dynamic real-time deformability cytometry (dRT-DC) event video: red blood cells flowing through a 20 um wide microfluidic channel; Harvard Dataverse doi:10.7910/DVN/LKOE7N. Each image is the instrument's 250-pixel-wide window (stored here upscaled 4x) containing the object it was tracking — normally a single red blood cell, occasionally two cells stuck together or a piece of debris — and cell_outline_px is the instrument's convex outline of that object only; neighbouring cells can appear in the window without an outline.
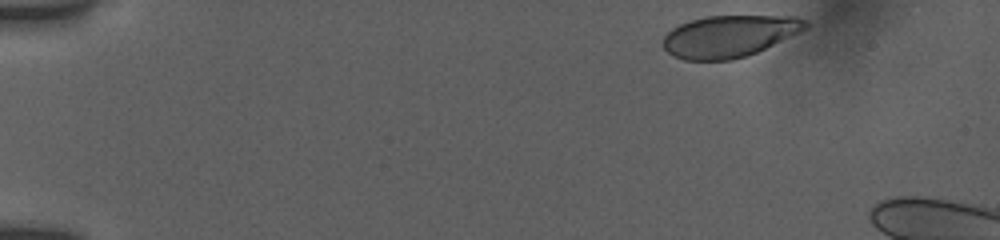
{"species": "human", "species_latin": "Homo sapiens", "temperature_condition": "room temperature", "stored_images_in_passage": 14, "camera_frame_rate_fps": 3000, "um_per_image_px": 0.085, "donor": {"sex": "female"}, "frame": {"image": 1, "passage_image": 1, "time_ms": 0.0, "image_size_px": [1000, 240], "cell_outline_px": [[808, 28], [800, 32], [756, 52], [732, 60], [684, 60], [672, 56], [660, 44], [664, 36], [672, 28], [680, 24], [704, 16], [796, 16], [808, 20]], "centroid_in_image_um": [61.97, 3.07], "position_along_channel_um": 23.0, "area_um2": 34.8}}
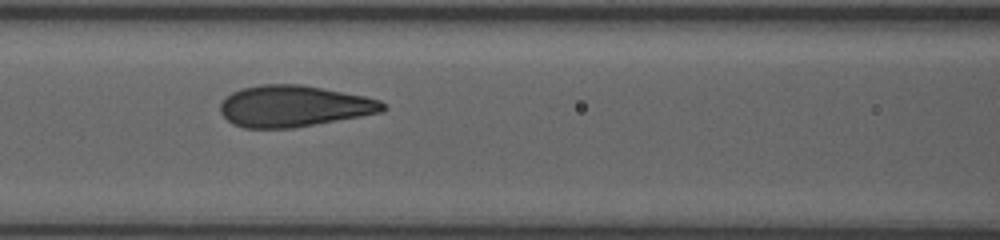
{"frame": {"image": 2, "passage_image": 11, "time_ms": 6.0, "image_size_px": [1000, 240], "cell_outline_px": [[388, 108], [384, 112], [292, 128], [244, 128], [232, 124], [220, 112], [220, 104], [232, 92], [240, 88], [260, 84], [300, 84], [364, 96], [380, 100]], "centroid_in_image_um": [24.97, 9.02], "position_along_channel_um": 141.6, "area_um2": 39.13}}
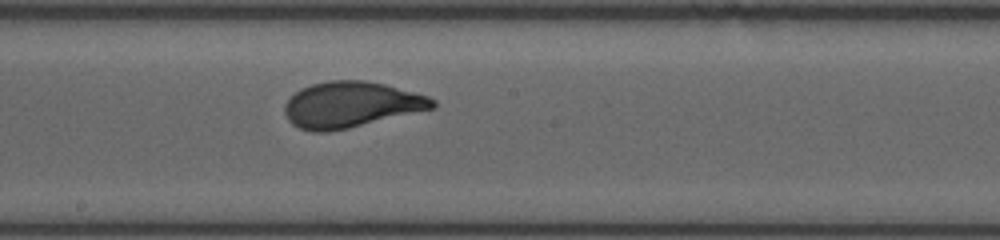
{"frame": {"image": 3, "passage_image": 14, "time_ms": 8.0, "image_size_px": [1000, 240], "cell_outline_px": [[436, 108], [348, 128], [328, 132], [312, 132], [300, 128], [292, 124], [288, 120], [284, 112], [284, 108], [288, 100], [300, 88], [312, 84], [328, 80], [364, 80], [384, 84], [428, 96], [436, 100]], "centroid_in_image_um": [29.83, 8.9], "position_along_channel_um": 218.4, "area_um2": 39.48}}